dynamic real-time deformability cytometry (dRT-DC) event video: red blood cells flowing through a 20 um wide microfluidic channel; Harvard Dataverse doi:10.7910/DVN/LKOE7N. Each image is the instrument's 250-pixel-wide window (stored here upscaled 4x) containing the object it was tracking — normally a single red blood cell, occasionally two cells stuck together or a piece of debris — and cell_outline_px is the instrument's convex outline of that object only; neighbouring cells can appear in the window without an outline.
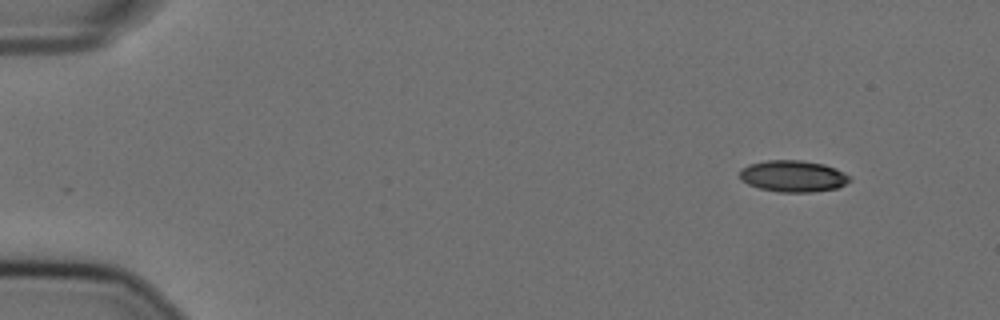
{"species": "Egyptian fruit bat (a non-hibernating species)", "species_latin": "Rousettus aegyptiacus", "temperature_condition": "cold", "stored_images_in_passage": 56, "camera_frame_rate_fps": 3000, "um_per_image_px": 0.085, "animal": {"sex": "female"}, "frame": {"image": 1, "passage_image": 5, "time_ms": 1.333, "image_size_px": [1000, 320], "cell_outline_px": [[852, 180], [836, 188], [812, 192], [780, 192], [760, 188], [748, 184], [740, 180], [740, 168], [748, 164], [768, 160], [800, 160], [824, 164], [836, 168], [848, 176]], "centroid_in_image_um": [67.38, 14.96], "position_along_channel_um": 17.6, "area_um2": 20.17}}
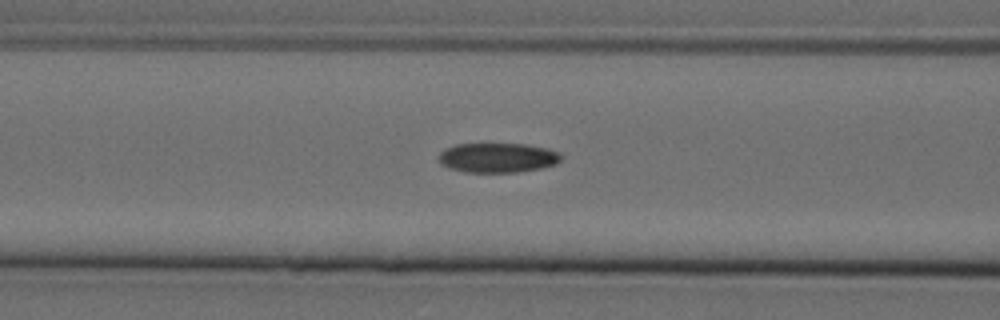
{"frame": {"image": 2, "passage_image": 23, "time_ms": 7.333, "image_size_px": [1000, 320], "cell_outline_px": [[564, 156], [556, 164], [540, 168], [516, 172], [464, 172], [448, 168], [440, 164], [440, 152], [444, 148], [456, 144], [528, 144], [548, 148], [560, 152]], "centroid_in_image_um": [42.32, 13.4], "position_along_channel_um": 124.3, "area_um2": 21.33}}
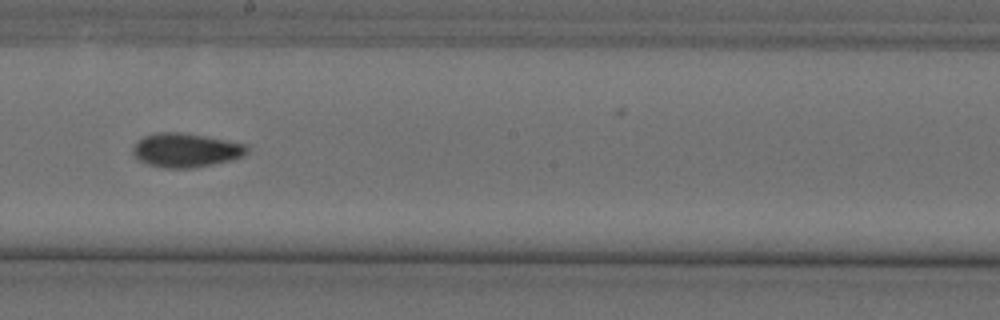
{"frame": {"image": 3, "passage_image": 32, "time_ms": 10.333, "image_size_px": [1000, 320], "cell_outline_px": [[248, 152], [244, 156], [228, 160], [192, 168], [164, 168], [148, 164], [140, 160], [132, 152], [132, 148], [144, 136], [156, 132], [184, 132], [244, 144], [248, 148]], "centroid_in_image_um": [15.77, 12.76], "position_along_channel_um": 232.4, "area_um2": 22.25}, "authors_computed_cell_mechanics": {"area_um2": 21.1548, "velocity_mm_per_s": 3.6077, "shape_relaxation_time_tau1_ms": null, "shape_relaxation_time_tau2_ms": 4.1574, "deformation_change_tau1": null, "deformation_change_tau2": 0.0889}}